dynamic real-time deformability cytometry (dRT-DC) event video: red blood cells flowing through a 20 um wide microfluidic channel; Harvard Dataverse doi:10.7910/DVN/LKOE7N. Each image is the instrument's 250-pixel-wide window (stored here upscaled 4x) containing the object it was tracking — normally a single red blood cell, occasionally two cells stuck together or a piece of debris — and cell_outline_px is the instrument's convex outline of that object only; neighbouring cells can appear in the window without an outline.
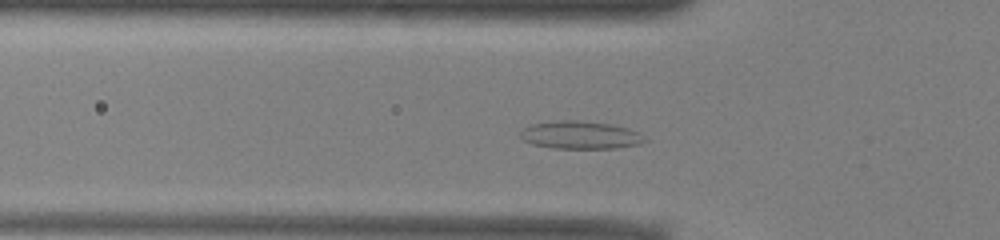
{"species": "common noctule bat (a hibernating species)", "species_latin": "Nyctalus noctula", "temperature_condition": "warm", "stored_images_in_passage": 46, "segment_of_instrument_passage": [1, 2], "camera_frame_rate_fps": 3000, "um_per_image_px": 0.085, "animal": {"sex": "male", "body_mass_g": 13.0, "forearm_length_mm": 53.1}, "frame": {"image": 1, "passage_image": 10, "time_ms": 3.0, "image_size_px": [1000, 240], "cell_outline_px": [[648, 140], [640, 144], [616, 148], [552, 148], [532, 144], [524, 140], [520, 136], [520, 132], [524, 128], [532, 124], [560, 120], [576, 120], [612, 124], [628, 128], [636, 132]], "centroid_in_image_um": [49.32, 11.48], "position_along_channel_um": 76.5, "area_um2": 20.06}}
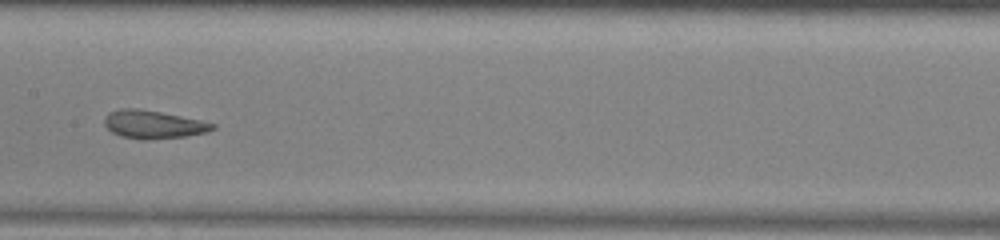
{"frame": {"image": 2, "passage_image": 19, "time_ms": 6.0, "image_size_px": [1000, 240], "cell_outline_px": [[216, 128], [208, 132], [184, 136], [148, 140], [140, 140], [120, 136], [112, 132], [104, 124], [104, 116], [108, 112], [120, 108], [136, 108], [160, 112], [200, 120], [216, 124]], "centroid_in_image_um": [13.0, 10.58], "position_along_channel_um": 194.4, "area_um2": 17.8}}
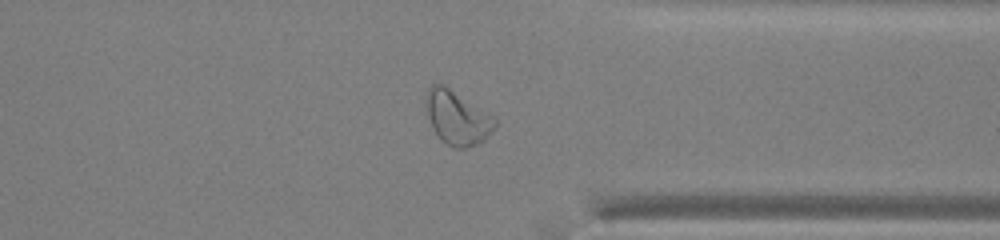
{"frame": {"image": 3, "passage_image": 33, "time_ms": 10.667, "image_size_px": [1000, 240], "cell_outline_px": [[496, 128], [480, 144], [468, 148], [452, 148], [432, 128], [428, 116], [424, 100], [428, 88], [432, 84], [444, 84], [496, 116]], "centroid_in_image_um": [38.9, 9.99], "position_along_channel_um": 372.5, "area_um2": 22.02}}